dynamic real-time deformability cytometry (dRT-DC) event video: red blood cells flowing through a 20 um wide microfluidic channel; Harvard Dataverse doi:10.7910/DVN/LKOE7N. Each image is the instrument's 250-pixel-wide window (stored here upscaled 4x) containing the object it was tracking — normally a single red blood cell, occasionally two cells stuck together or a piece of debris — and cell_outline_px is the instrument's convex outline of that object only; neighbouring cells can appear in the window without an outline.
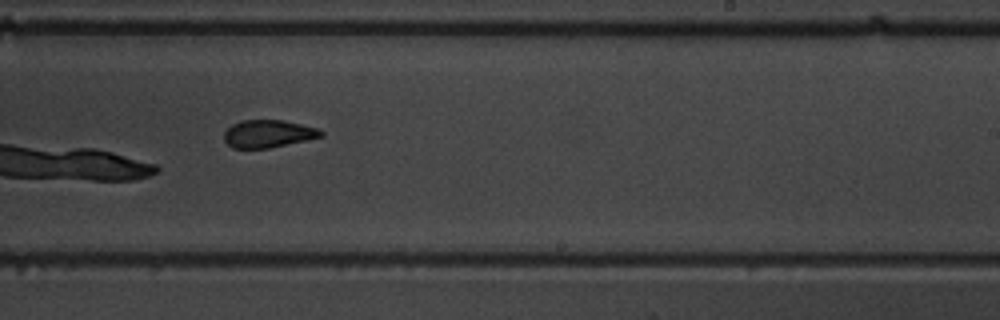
{"species": "common noctule bat (a hibernating species)", "species_latin": "Nyctalus noctula", "temperature_condition": "warm", "stored_images_in_passage": 10, "camera_frame_rate_fps": 3000, "um_per_image_px": 0.085, "animal": {"sex": "male", "body_mass_g": 19.5, "forearm_length_mm": 54.6}, "frame": {"image": 1, "passage_image": 9, "time_ms": 9.0, "image_size_px": [1000, 320], "cell_outline_px": [[324, 136], [308, 140], [268, 148], [232, 148], [224, 140], [224, 132], [232, 124], [240, 120], [284, 120], [320, 128], [324, 132]], "centroid_in_image_um": [22.83, 11.36], "position_along_channel_um": 266.2, "area_um2": 15.78}}
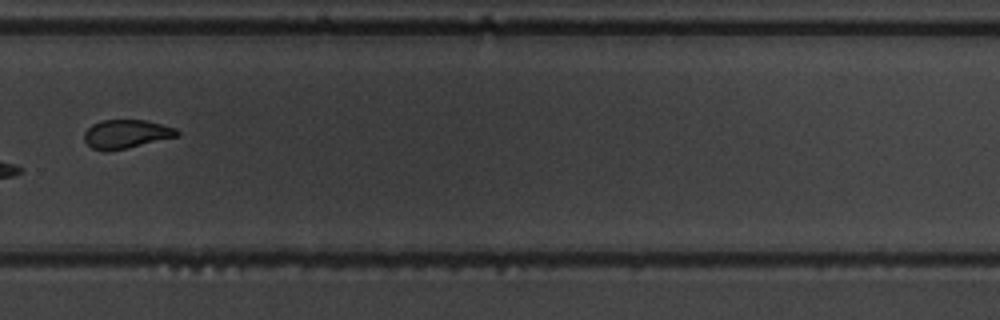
{"frame": {"image": 2, "passage_image": 10, "time_ms": 10.333, "image_size_px": [1000, 320], "cell_outline_px": [[180, 136], [128, 148], [104, 152], [92, 148], [84, 140], [84, 132], [92, 124], [104, 120], [144, 120], [176, 128], [180, 132]], "centroid_in_image_um": [10.74, 11.4], "position_along_channel_um": 319.1, "area_um2": 15.61}}